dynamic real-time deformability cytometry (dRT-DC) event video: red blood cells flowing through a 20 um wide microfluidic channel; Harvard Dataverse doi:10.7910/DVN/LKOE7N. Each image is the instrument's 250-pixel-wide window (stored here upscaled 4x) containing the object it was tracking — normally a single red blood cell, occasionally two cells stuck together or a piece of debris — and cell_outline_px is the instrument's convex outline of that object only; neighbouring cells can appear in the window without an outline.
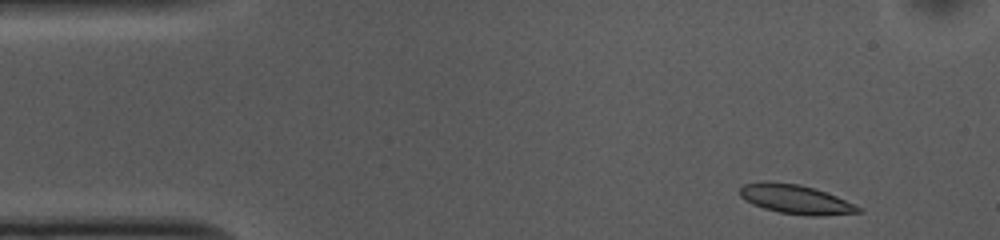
{"species": "common noctule bat (a hibernating species)", "species_latin": "Nyctalus noctula", "temperature_condition": "cold", "stored_images_in_passage": 49, "camera_frame_rate_fps": 3000, "um_per_image_px": 0.085, "animal": {"sex": "female", "body_mass_g": 10.0, "forearm_length_mm": 53.1}, "frame": {"image": 1, "passage_image": 1, "time_ms": 0.0, "image_size_px": [1000, 240], "cell_outline_px": [[864, 212], [824, 216], [808, 216], [780, 212], [764, 208], [752, 204], [744, 200], [740, 196], [740, 188], [744, 184], [764, 180], [800, 184], [836, 196], [864, 208]], "centroid_in_image_um": [67.64, 16.94], "position_along_channel_um": 17.4, "area_um2": 20.35}}
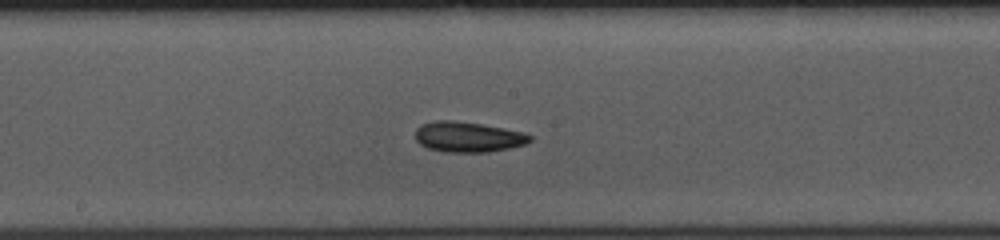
{"frame": {"image": 2, "passage_image": 23, "time_ms": 7.333, "image_size_px": [1000, 240], "cell_outline_px": [[532, 140], [524, 144], [508, 148], [488, 152], [444, 152], [428, 148], [420, 144], [416, 140], [416, 128], [420, 124], [432, 120], [452, 120], [480, 124], [524, 132], [532, 136]], "centroid_in_image_um": [39.74, 11.63], "position_along_channel_um": 208.5, "area_um2": 20.29}}
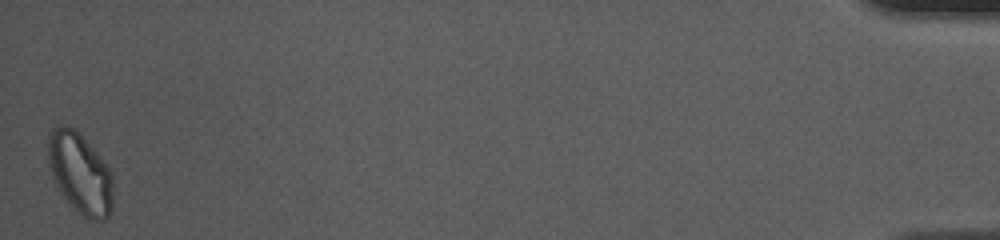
{"frame": {"image": 3, "passage_image": 49, "time_ms": 16.0, "image_size_px": [1000, 240], "cell_outline_px": [[112, 208], [108, 216], [104, 220], [84, 220], [64, 196], [56, 184], [52, 176], [48, 160], [48, 136], [52, 128], [64, 124], [72, 128], [92, 148], [108, 168], [112, 176]], "centroid_in_image_um": [6.8, 14.77], "position_along_channel_um": 428.4, "area_um2": 30.11}, "authors_computed_cell_mechanics": {"area_um2": 20.23, "velocity_mm_per_s": 3.662, "shape_relaxation_time_tau1_ms": 2.3691, "shape_relaxation_time_tau2_ms": 5.2071, "deformation_change_tau1": 0.0885, "deformation_change_tau2": 0.1125}}